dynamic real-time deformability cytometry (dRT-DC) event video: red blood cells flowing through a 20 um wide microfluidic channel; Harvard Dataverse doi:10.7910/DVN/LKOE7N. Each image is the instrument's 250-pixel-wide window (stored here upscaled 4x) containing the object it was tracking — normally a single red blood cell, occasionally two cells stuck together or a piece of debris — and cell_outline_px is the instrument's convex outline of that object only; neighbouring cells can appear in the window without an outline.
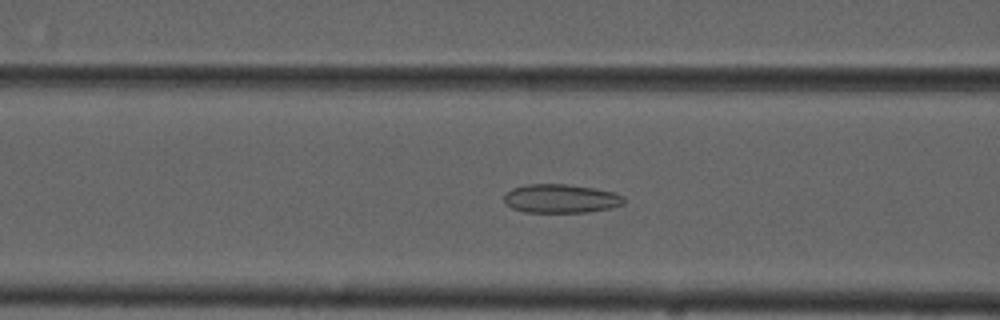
{"species": "common noctule bat (a hibernating species)", "species_latin": "Nyctalus noctula", "temperature_condition": "cold", "stored_images_in_passage": 55, "camera_frame_rate_fps": 3000, "um_per_image_px": 0.085, "animal": {"sex": "male", "forearm_length_mm": 52.5}, "frame": {"image": 1, "passage_image": 22, "time_ms": 7.0, "image_size_px": [1000, 320], "cell_outline_px": [[624, 204], [612, 208], [588, 212], [524, 212], [512, 208], [504, 200], [504, 192], [512, 188], [528, 184], [568, 184], [592, 188], [612, 192], [624, 196]], "centroid_in_image_um": [47.66, 16.88], "position_along_channel_um": 118.9, "area_um2": 20.11}}
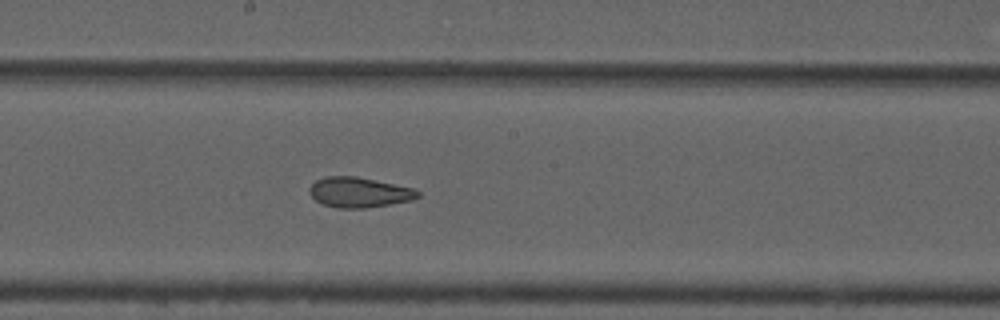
{"frame": {"image": 2, "passage_image": 30, "time_ms": 9.667, "image_size_px": [1000, 320], "cell_outline_px": [[420, 196], [412, 200], [364, 208], [336, 208], [324, 204], [316, 200], [308, 192], [308, 188], [316, 180], [328, 176], [356, 176], [412, 188], [420, 192]], "centroid_in_image_um": [30.5, 16.35], "position_along_channel_um": 217.7, "area_um2": 18.84}}
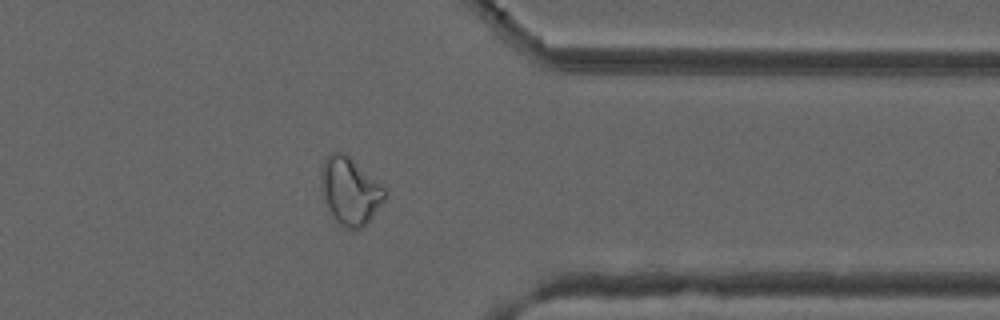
{"frame": {"image": 3, "passage_image": 44, "time_ms": 14.333, "image_size_px": [1000, 320], "cell_outline_px": [[388, 196], [368, 224], [364, 228], [356, 232], [344, 228], [332, 220], [320, 192], [320, 172], [324, 160], [332, 152], [344, 152], [388, 188]], "centroid_in_image_um": [29.77, 16.3], "position_along_channel_um": 381.6, "area_um2": 26.36}, "authors_computed_cell_mechanics": {"area_um2": 24.276, "velocity_mm_per_s": 3.6956, "shape_relaxation_time_tau1_ms": null, "shape_relaxation_time_tau2_ms": 1.771, "deformation_change_tau1": null, "deformation_change_tau2": 0.0816}}